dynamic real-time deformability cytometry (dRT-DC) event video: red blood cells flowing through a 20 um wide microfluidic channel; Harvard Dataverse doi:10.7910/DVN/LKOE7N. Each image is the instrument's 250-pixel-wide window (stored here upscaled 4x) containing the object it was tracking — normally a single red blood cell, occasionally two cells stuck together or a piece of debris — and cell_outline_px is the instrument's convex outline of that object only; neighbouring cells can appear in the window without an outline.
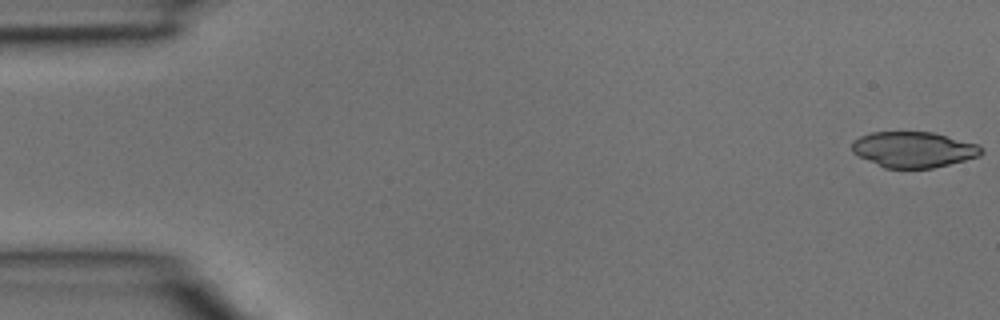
{"species": "common noctule bat (a hibernating species)", "species_latin": "Nyctalus noctula", "temperature_condition": "room temperature", "stored_images_in_passage": 4, "camera_frame_rate_fps": 3000, "um_per_image_px": 0.085, "animal": {"sex": "male", "body_mass_g": 15.6}, "frame": {"image": 1, "passage_image": 1, "time_ms": 0.0, "image_size_px": [1000, 320], "cell_outline_px": [[984, 152], [980, 156], [932, 168], [884, 168], [852, 152], [852, 140], [860, 136], [872, 132], [932, 132], [976, 144]], "centroid_in_image_um": [77.62, 12.71], "position_along_channel_um": 7.4, "area_um2": 26.65}}
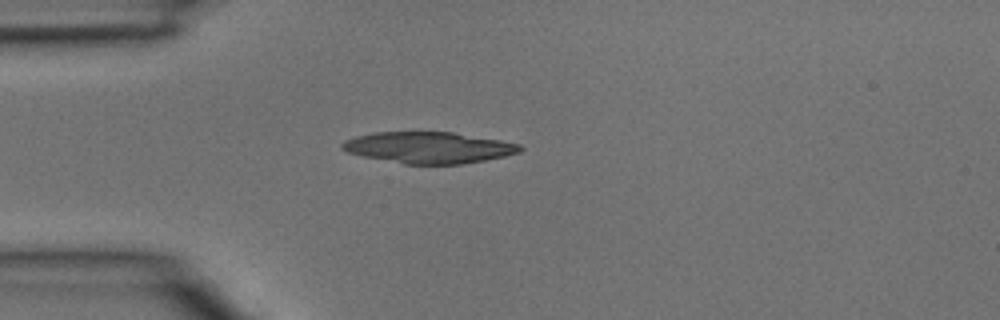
{"frame": {"image": 2, "passage_image": 4, "time_ms": 1.0, "image_size_px": [1000, 320], "cell_outline_px": [[524, 148], [520, 152], [504, 156], [484, 160], [460, 164], [404, 164], [364, 156], [348, 152], [340, 148], [340, 144], [344, 140], [356, 136], [372, 132], [452, 132], [500, 140], [520, 144]], "centroid_in_image_um": [36.42, 12.54], "position_along_channel_um": 48.6, "area_um2": 32.37}}